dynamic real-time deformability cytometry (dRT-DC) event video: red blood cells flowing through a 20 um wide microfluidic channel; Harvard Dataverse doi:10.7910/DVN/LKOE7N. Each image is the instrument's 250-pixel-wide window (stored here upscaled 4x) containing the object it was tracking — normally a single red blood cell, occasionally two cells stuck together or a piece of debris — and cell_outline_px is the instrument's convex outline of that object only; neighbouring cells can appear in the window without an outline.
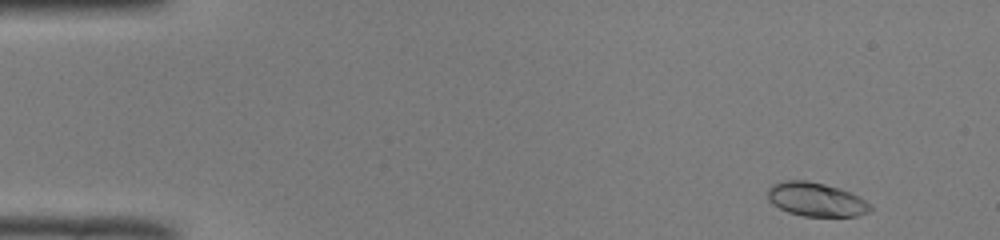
{"species": "common noctule bat (a hibernating species)", "species_latin": "Nyctalus noctula", "temperature_condition": "room temperature", "stored_images_in_passage": 50, "camera_frame_rate_fps": 3000, "um_per_image_px": 0.085, "animal": {"sex": "male", "body_mass_g": 19.0, "forearm_length_mm": 50.8}, "frame": {"image": 1, "passage_image": 2, "time_ms": 0.333, "image_size_px": [1000, 240], "cell_outline_px": [[872, 208], [868, 212], [856, 216], [804, 216], [788, 212], [772, 204], [768, 200], [768, 188], [772, 184], [784, 180], [808, 180], [824, 184], [848, 192], [872, 204]], "centroid_in_image_um": [69.32, 16.95], "position_along_channel_um": 15.7, "area_um2": 20.06}}
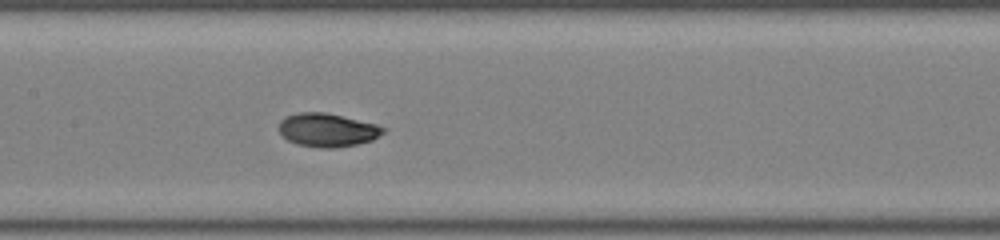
{"frame": {"image": 2, "passage_image": 23, "time_ms": 7.333, "image_size_px": [1000, 240], "cell_outline_px": [[384, 132], [372, 140], [356, 144], [332, 148], [320, 148], [296, 144], [288, 140], [280, 132], [280, 120], [284, 116], [296, 112], [324, 112], [376, 124], [384, 128]], "centroid_in_image_um": [27.79, 11.04], "position_along_channel_um": 179.6, "area_um2": 20.17}}
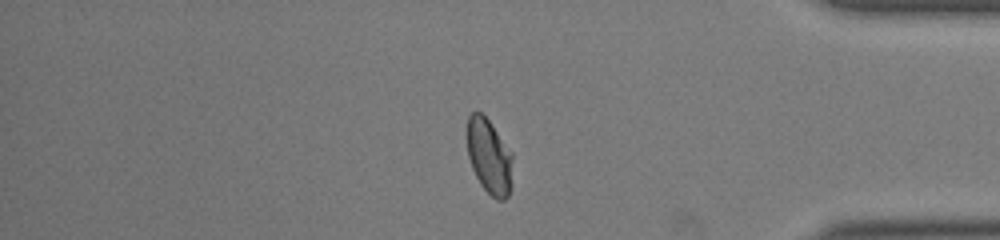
{"frame": {"image": 3, "passage_image": 41, "time_ms": 13.333, "image_size_px": [1000, 240], "cell_outline_px": [[512, 156], [508, 196], [504, 200], [496, 200], [480, 184], [472, 168], [468, 156], [464, 132], [468, 116], [472, 112], [480, 112], [488, 120], [512, 152]], "centroid_in_image_um": [41.51, 13.24], "position_along_channel_um": 393.7, "area_um2": 19.94}, "authors_computed_cell_mechanics": {"area_um2": 20.0566, "velocity_mm_per_s": 3.9747, "shape_relaxation_time_tau1_ms": 2.6706, "shape_relaxation_time_tau2_ms": null, "deformation_change_tau1": 0.1372, "deformation_change_tau2": null}}